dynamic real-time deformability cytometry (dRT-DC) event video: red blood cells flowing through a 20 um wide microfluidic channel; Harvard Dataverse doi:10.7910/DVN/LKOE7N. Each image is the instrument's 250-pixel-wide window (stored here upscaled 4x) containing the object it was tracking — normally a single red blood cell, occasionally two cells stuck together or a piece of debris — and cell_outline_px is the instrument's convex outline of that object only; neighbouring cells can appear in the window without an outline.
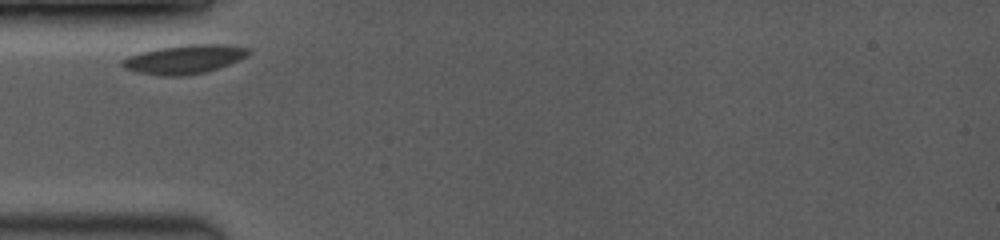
{"species": "common noctule bat (a hibernating species)", "species_latin": "Nyctalus noctula", "temperature_condition": "room temperature", "stored_images_in_passage": 27, "camera_frame_rate_fps": 3500, "um_per_image_px": 0.085, "animal": {"sex": "female", "body_mass_g": 19.0, "forearm_length_mm": 53.3}, "frame": {"image": 1, "passage_image": 1, "time_ms": 0.0, "image_size_px": [1000, 240], "cell_outline_px": [[252, 52], [248, 56], [240, 60], [204, 72], [180, 76], [164, 76], [136, 72], [124, 68], [120, 64], [120, 60], [128, 56], [140, 52], [156, 48], [188, 44], [224, 44], [252, 48]], "centroid_in_image_um": [15.67, 5.02], "position_along_channel_um": 69.3, "area_um2": 21.44}}
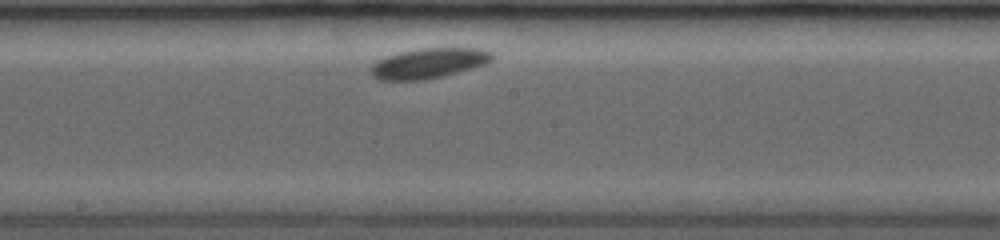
{"frame": {"image": 2, "passage_image": 11, "time_ms": 4.0, "image_size_px": [1000, 240], "cell_outline_px": [[496, 56], [492, 60], [484, 64], [472, 68], [444, 76], [424, 80], [380, 80], [372, 76], [368, 72], [368, 68], [372, 64], [388, 56], [400, 52], [420, 48], [480, 48], [492, 52]], "centroid_in_image_um": [36.44, 5.38], "position_along_channel_um": 211.8, "area_um2": 21.44}}
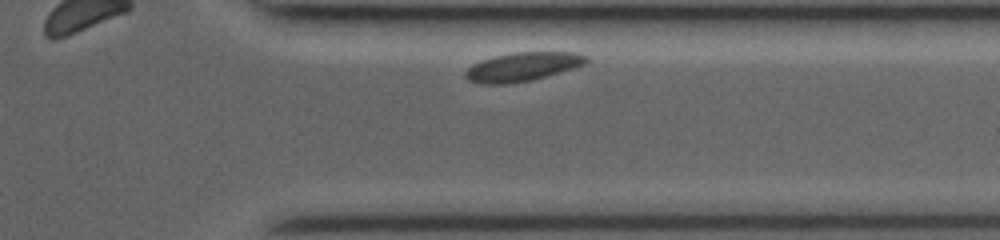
{"frame": {"image": 3, "passage_image": 22, "time_ms": 8.286, "image_size_px": [1000, 240], "cell_outline_px": [[588, 60], [584, 64], [572, 68], [532, 80], [508, 84], [480, 84], [468, 80], [464, 76], [464, 72], [472, 64], [480, 60], [512, 52], [580, 52], [588, 56]], "centroid_in_image_um": [44.39, 5.67], "position_along_channel_um": 367.0, "area_um2": 20.35}}